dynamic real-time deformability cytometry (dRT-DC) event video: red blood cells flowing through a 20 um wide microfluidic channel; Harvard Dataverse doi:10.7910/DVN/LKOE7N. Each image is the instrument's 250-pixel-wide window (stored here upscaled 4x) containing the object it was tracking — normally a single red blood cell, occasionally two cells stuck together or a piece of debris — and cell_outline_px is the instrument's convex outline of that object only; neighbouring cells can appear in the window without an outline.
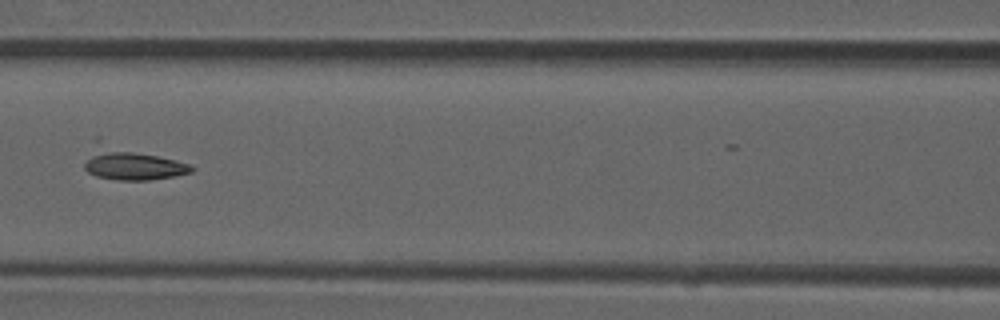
{"species": "common noctule bat (a hibernating species)", "species_latin": "Nyctalus noctula", "temperature_condition": "room temperature", "stored_images_in_passage": 8, "camera_frame_rate_fps": 3000, "um_per_image_px": 0.085, "animal": {"sex": "male", "forearm_length_mm": 52.5}, "frame": {"image": 1, "passage_image": 7, "time_ms": 2.0, "image_size_px": [1000, 320], "cell_outline_px": [[196, 168], [192, 172], [172, 176], [148, 180], [116, 180], [96, 176], [88, 172], [84, 168], [84, 164], [96, 136], [100, 136], [192, 164]], "centroid_in_image_um": [11.12, 13.79], "position_along_channel_um": 155.5, "area_um2": 21.79}}
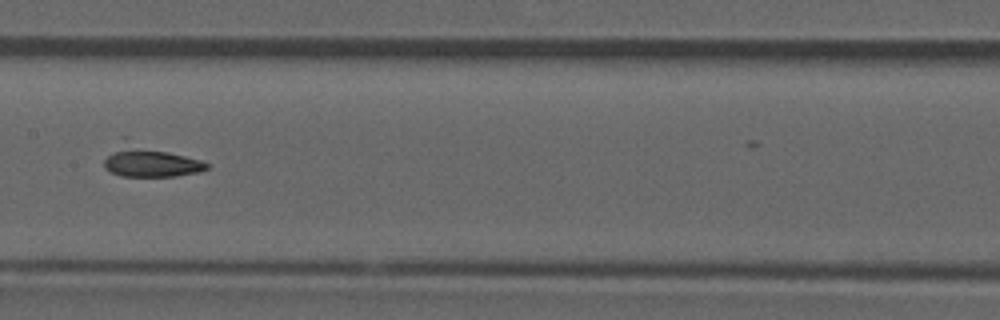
{"frame": {"image": 2, "passage_image": 8, "time_ms": 2.333, "image_size_px": [1000, 320], "cell_outline_px": [[208, 168], [200, 172], [176, 176], [120, 176], [104, 168], [104, 160], [124, 136], [200, 160], [208, 164]], "centroid_in_image_um": [12.71, 13.66], "position_along_channel_um": 194.7, "area_um2": 19.07}}